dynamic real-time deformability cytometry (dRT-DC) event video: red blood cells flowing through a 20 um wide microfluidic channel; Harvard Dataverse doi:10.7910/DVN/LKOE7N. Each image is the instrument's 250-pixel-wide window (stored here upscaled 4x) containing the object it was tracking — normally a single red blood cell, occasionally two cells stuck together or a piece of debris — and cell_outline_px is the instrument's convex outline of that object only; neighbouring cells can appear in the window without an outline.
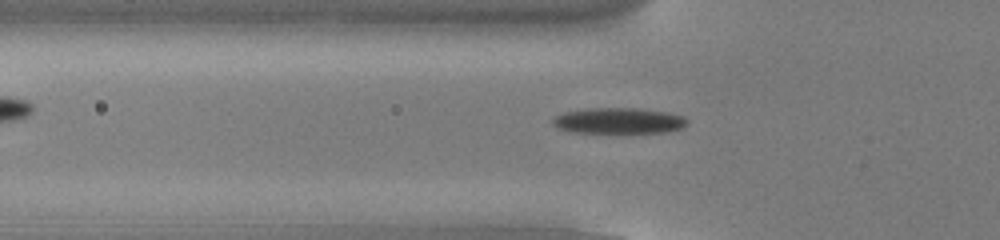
{"species": "common noctule bat (a hibernating species)", "species_latin": "Nyctalus noctula", "temperature_condition": "cold", "stored_images_in_passage": 52, "camera_frame_rate_fps": 3000, "um_per_image_px": 0.085, "animal": {"sex": "male", "body_mass_g": 13.0, "forearm_length_mm": 53.1}, "frame": {"image": 1, "passage_image": 17, "time_ms": 5.333, "image_size_px": [1000, 240], "cell_outline_px": [[688, 124], [684, 128], [668, 132], [620, 136], [572, 132], [556, 128], [552, 124], [552, 120], [556, 116], [564, 112], [588, 108], [640, 108], [664, 112], [684, 116], [688, 120]], "centroid_in_image_um": [52.61, 10.33], "position_along_channel_um": 73.2, "area_um2": 21.68}}
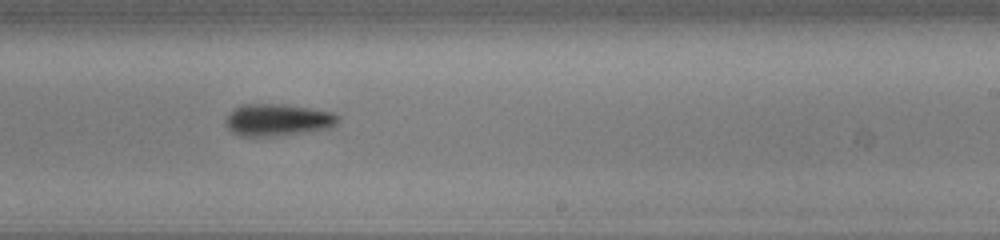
{"frame": {"image": 2, "passage_image": 32, "time_ms": 10.333, "image_size_px": [1000, 240], "cell_outline_px": [[340, 120], [332, 128], [312, 132], [272, 136], [240, 136], [232, 132], [228, 128], [224, 120], [228, 112], [240, 104], [284, 104], [336, 112], [340, 116]], "centroid_in_image_um": [23.64, 10.19], "position_along_channel_um": 265.4, "area_um2": 21.56}}
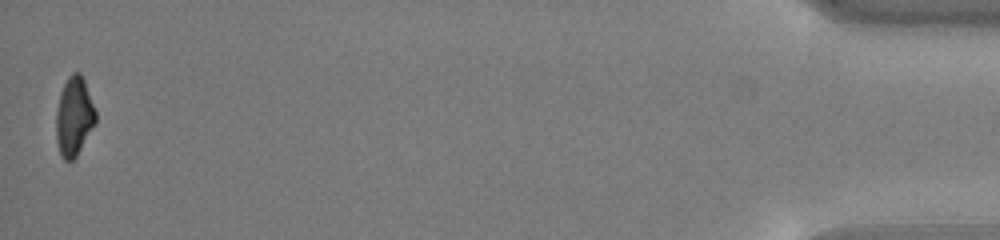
{"frame": {"image": 3, "passage_image": 52, "time_ms": 17.0, "image_size_px": [1000, 240], "cell_outline_px": [[96, 124], [76, 156], [72, 160], [64, 160], [60, 156], [56, 140], [56, 112], [60, 96], [64, 84], [68, 76], [72, 72], [80, 72], [84, 80], [96, 112]], "centroid_in_image_um": [6.3, 9.92], "position_along_channel_um": 428.9, "area_um2": 18.15}, "authors_computed_cell_mechanics": {"area_um2": 19.652, "velocity_mm_per_s": 3.8471, "shape_relaxation_time_tau1_ms": 1.9325, "shape_relaxation_time_tau2_ms": 10.9832, "deformation_change_tau1": 0.1201, "deformation_change_tau2": 0.2348}}